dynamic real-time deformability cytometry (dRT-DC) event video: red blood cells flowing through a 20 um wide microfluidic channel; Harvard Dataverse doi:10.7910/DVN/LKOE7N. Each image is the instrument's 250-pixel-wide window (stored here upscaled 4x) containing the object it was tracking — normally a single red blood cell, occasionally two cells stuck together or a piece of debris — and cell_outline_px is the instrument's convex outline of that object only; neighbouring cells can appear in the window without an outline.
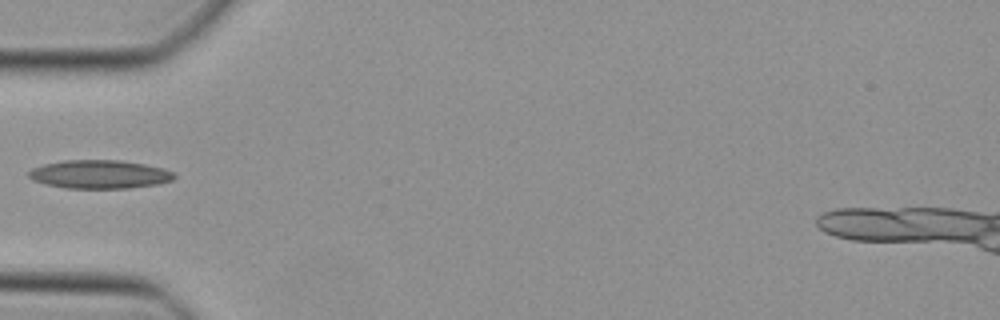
{"species": "Egyptian fruit bat (a non-hibernating species)", "species_latin": "Rousettus aegyptiacus", "temperature_condition": "cold", "stored_images_in_passage": 26, "camera_frame_rate_fps": 3000, "um_per_image_px": 0.085, "animal": {"sex": "female"}, "frame": {"image": 1, "passage_image": 1, "time_ms": 0.0, "image_size_px": [1000, 320], "cell_outline_px": [[176, 176], [172, 180], [156, 184], [128, 188], [64, 188], [32, 180], [28, 176], [28, 172], [32, 168], [44, 164], [64, 160], [120, 160], [144, 164], [164, 168], [172, 172]], "centroid_in_image_um": [8.45, 14.81], "position_along_channel_um": 76.6, "area_um2": 24.04}}
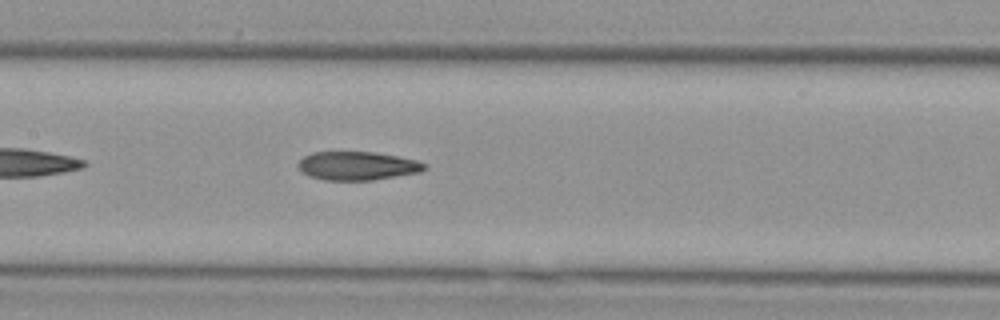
{"frame": {"image": 2, "passage_image": 8, "time_ms": 2.333, "image_size_px": [1000, 320], "cell_outline_px": [[428, 168], [420, 172], [372, 180], [324, 180], [308, 176], [296, 164], [304, 156], [312, 152], [372, 152], [396, 156], [416, 160], [428, 164]], "centroid_in_image_um": [30.38, 14.1], "position_along_channel_um": 177.0, "area_um2": 20.98}}
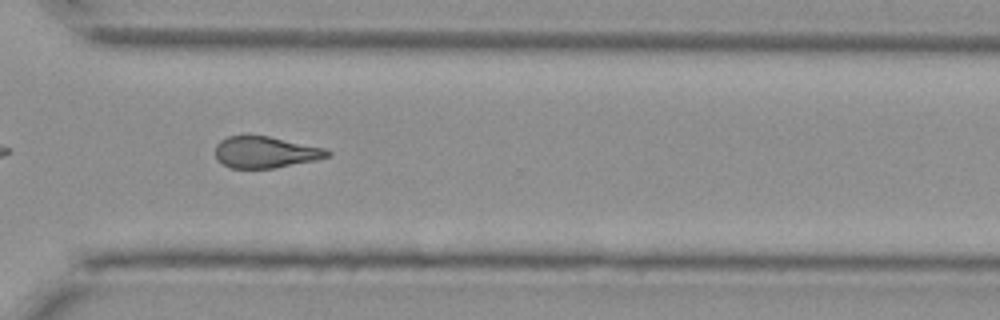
{"frame": {"image": 3, "passage_image": 20, "time_ms": 6.333, "image_size_px": [1000, 320], "cell_outline_px": [[332, 156], [316, 160], [272, 168], [232, 168], [216, 160], [216, 144], [220, 140], [228, 136], [268, 136], [324, 148], [332, 152]], "centroid_in_image_um": [22.57, 12.94], "position_along_channel_um": 348.0, "area_um2": 20.4}}